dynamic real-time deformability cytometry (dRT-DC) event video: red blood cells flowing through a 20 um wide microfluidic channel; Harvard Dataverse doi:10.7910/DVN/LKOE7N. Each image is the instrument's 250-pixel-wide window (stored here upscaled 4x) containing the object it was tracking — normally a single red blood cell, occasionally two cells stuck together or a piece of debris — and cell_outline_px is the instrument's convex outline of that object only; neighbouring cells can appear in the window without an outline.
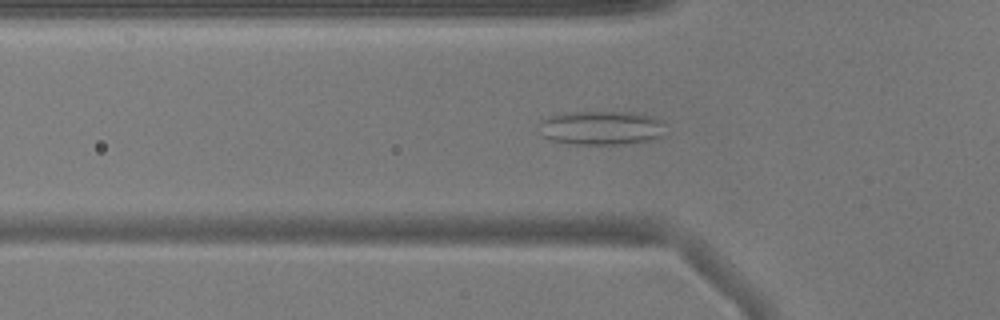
{"species": "common noctule bat (a hibernating species)", "species_latin": "Nyctalus noctula", "temperature_condition": "warm", "stored_images_in_passage": 52, "camera_frame_rate_fps": 3000, "um_per_image_px": 0.085, "animal": {"sex": "male", "body_mass_g": 17.9}, "frame": {"image": 1, "passage_image": 16, "time_ms": 5.0, "image_size_px": [1000, 320], "cell_outline_px": [[664, 136], [648, 140], [624, 144], [576, 144], [552, 140], [544, 136], [540, 124], [544, 120], [552, 116], [564, 112], [632, 112], [656, 116], [664, 124]], "centroid_in_image_um": [51.2, 10.86], "position_along_channel_um": 74.6, "area_um2": 24.91}}
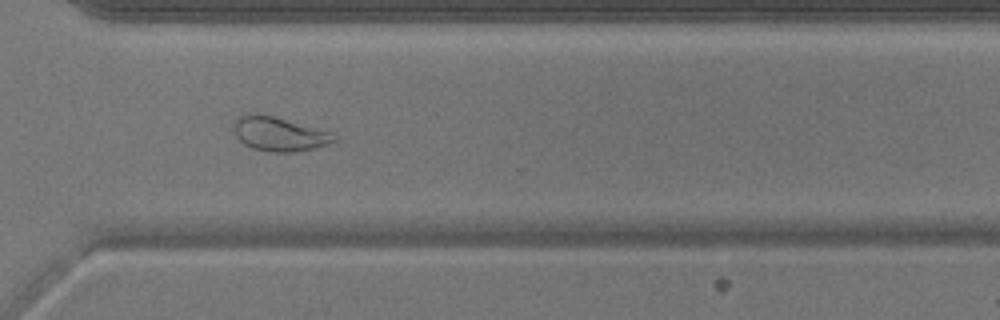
{"frame": {"image": 2, "passage_image": 37, "time_ms": 12.0, "image_size_px": [1000, 320], "cell_outline_px": [[336, 140], [312, 148], [296, 152], [272, 152], [252, 148], [244, 144], [236, 136], [232, 128], [232, 124], [236, 116], [256, 112], [272, 116], [332, 132], [336, 136]], "centroid_in_image_um": [23.64, 11.37], "position_along_channel_um": 347.0, "area_um2": 19.94}}
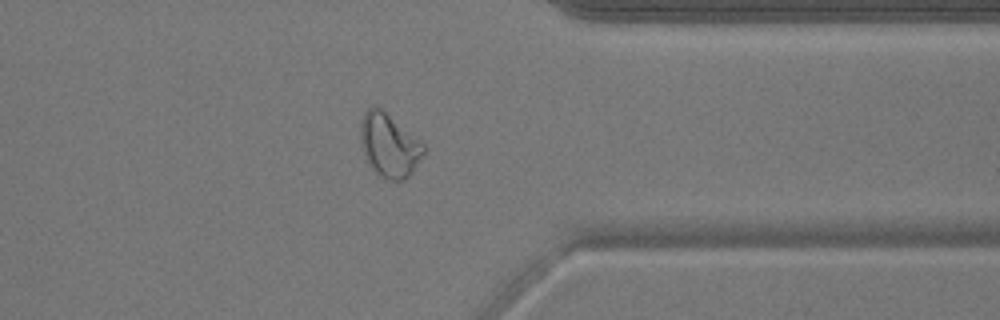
{"frame": {"image": 3, "passage_image": 40, "time_ms": 13.0, "image_size_px": [1000, 320], "cell_outline_px": [[424, 152], [420, 160], [412, 172], [404, 180], [388, 180], [380, 176], [372, 168], [364, 152], [360, 140], [360, 120], [364, 112], [372, 104], [376, 104], [424, 144]], "centroid_in_image_um": [33.05, 12.32], "position_along_channel_um": 378.3, "area_um2": 23.18}, "authors_computed_cell_mechanics": {"area_um2": 24.1604, "velocity_mm_per_s": 3.8817, "shape_relaxation_time_tau1_ms": null, "shape_relaxation_time_tau2_ms": 1.124, "deformation_change_tau1": null, "deformation_change_tau2": 0.0878}}